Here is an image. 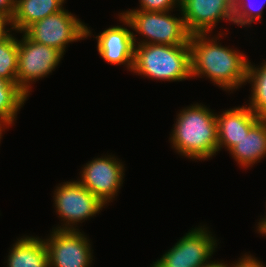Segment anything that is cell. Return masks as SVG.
Masks as SVG:
<instances>
[{"label":"cell","instance_id":"3957f363","mask_svg":"<svg viewBox=\"0 0 266 267\" xmlns=\"http://www.w3.org/2000/svg\"><path fill=\"white\" fill-rule=\"evenodd\" d=\"M132 72L160 81L191 79L189 45L140 44L134 46Z\"/></svg>","mask_w":266,"mask_h":267},{"label":"cell","instance_id":"e0dca14e","mask_svg":"<svg viewBox=\"0 0 266 267\" xmlns=\"http://www.w3.org/2000/svg\"><path fill=\"white\" fill-rule=\"evenodd\" d=\"M28 96L18 87L0 77V124L9 128L17 119V114L24 106Z\"/></svg>","mask_w":266,"mask_h":267},{"label":"cell","instance_id":"7402d4cb","mask_svg":"<svg viewBox=\"0 0 266 267\" xmlns=\"http://www.w3.org/2000/svg\"><path fill=\"white\" fill-rule=\"evenodd\" d=\"M228 267H266V265L263 264V261L258 260L257 257L244 253L238 261L229 264Z\"/></svg>","mask_w":266,"mask_h":267},{"label":"cell","instance_id":"277c9868","mask_svg":"<svg viewBox=\"0 0 266 267\" xmlns=\"http://www.w3.org/2000/svg\"><path fill=\"white\" fill-rule=\"evenodd\" d=\"M178 10L180 11L178 17L171 15L170 11L127 10L120 14L130 23L131 29L136 32H132L134 45H189L191 34L186 28L181 9ZM137 33L145 39H137Z\"/></svg>","mask_w":266,"mask_h":267},{"label":"cell","instance_id":"9a60e30c","mask_svg":"<svg viewBox=\"0 0 266 267\" xmlns=\"http://www.w3.org/2000/svg\"><path fill=\"white\" fill-rule=\"evenodd\" d=\"M4 263L7 267H49L44 239L32 235L17 238Z\"/></svg>","mask_w":266,"mask_h":267},{"label":"cell","instance_id":"d6986e66","mask_svg":"<svg viewBox=\"0 0 266 267\" xmlns=\"http://www.w3.org/2000/svg\"><path fill=\"white\" fill-rule=\"evenodd\" d=\"M14 34L0 43V77L17 83L18 38Z\"/></svg>","mask_w":266,"mask_h":267},{"label":"cell","instance_id":"52a82bcc","mask_svg":"<svg viewBox=\"0 0 266 267\" xmlns=\"http://www.w3.org/2000/svg\"><path fill=\"white\" fill-rule=\"evenodd\" d=\"M208 228L202 225L189 230L150 267H203L209 264L219 243Z\"/></svg>","mask_w":266,"mask_h":267},{"label":"cell","instance_id":"603a6c76","mask_svg":"<svg viewBox=\"0 0 266 267\" xmlns=\"http://www.w3.org/2000/svg\"><path fill=\"white\" fill-rule=\"evenodd\" d=\"M9 26L11 28H9ZM12 31H14L12 28V20L0 14V43L5 41L12 34Z\"/></svg>","mask_w":266,"mask_h":267},{"label":"cell","instance_id":"8fae6325","mask_svg":"<svg viewBox=\"0 0 266 267\" xmlns=\"http://www.w3.org/2000/svg\"><path fill=\"white\" fill-rule=\"evenodd\" d=\"M180 9L190 34H210L221 20L234 24L233 0H180Z\"/></svg>","mask_w":266,"mask_h":267},{"label":"cell","instance_id":"6da1fadb","mask_svg":"<svg viewBox=\"0 0 266 267\" xmlns=\"http://www.w3.org/2000/svg\"><path fill=\"white\" fill-rule=\"evenodd\" d=\"M222 35V31L214 37L211 33L190 35L191 78H208L213 85L232 92L247 84L249 60L240 50L221 45Z\"/></svg>","mask_w":266,"mask_h":267},{"label":"cell","instance_id":"5b68a950","mask_svg":"<svg viewBox=\"0 0 266 267\" xmlns=\"http://www.w3.org/2000/svg\"><path fill=\"white\" fill-rule=\"evenodd\" d=\"M53 194L55 212L63 221L62 225L53 227L55 230H79V223L96 216L107 206L77 180L62 182Z\"/></svg>","mask_w":266,"mask_h":267},{"label":"cell","instance_id":"2e32d148","mask_svg":"<svg viewBox=\"0 0 266 267\" xmlns=\"http://www.w3.org/2000/svg\"><path fill=\"white\" fill-rule=\"evenodd\" d=\"M66 0H15L12 28L23 33L30 25L61 11Z\"/></svg>","mask_w":266,"mask_h":267},{"label":"cell","instance_id":"7c38bea8","mask_svg":"<svg viewBox=\"0 0 266 267\" xmlns=\"http://www.w3.org/2000/svg\"><path fill=\"white\" fill-rule=\"evenodd\" d=\"M118 16L120 23L126 26H111L94 36L97 41V51L108 64L124 65L132 72L135 46L133 31L130 30V23L120 13Z\"/></svg>","mask_w":266,"mask_h":267},{"label":"cell","instance_id":"ac0fdd59","mask_svg":"<svg viewBox=\"0 0 266 267\" xmlns=\"http://www.w3.org/2000/svg\"><path fill=\"white\" fill-rule=\"evenodd\" d=\"M255 66L249 61L246 82L251 84V97L246 105L259 118L266 119V61Z\"/></svg>","mask_w":266,"mask_h":267},{"label":"cell","instance_id":"9c48e42d","mask_svg":"<svg viewBox=\"0 0 266 267\" xmlns=\"http://www.w3.org/2000/svg\"><path fill=\"white\" fill-rule=\"evenodd\" d=\"M115 155L94 158L83 165L77 180L105 205L119 193L123 186L125 167Z\"/></svg>","mask_w":266,"mask_h":267},{"label":"cell","instance_id":"4fadbf2b","mask_svg":"<svg viewBox=\"0 0 266 267\" xmlns=\"http://www.w3.org/2000/svg\"><path fill=\"white\" fill-rule=\"evenodd\" d=\"M217 113L218 152L229 151L261 119L246 104Z\"/></svg>","mask_w":266,"mask_h":267},{"label":"cell","instance_id":"7a4b0ae2","mask_svg":"<svg viewBox=\"0 0 266 267\" xmlns=\"http://www.w3.org/2000/svg\"><path fill=\"white\" fill-rule=\"evenodd\" d=\"M216 118L213 110L198 102L180 110L169 138L172 149L196 161L215 157L218 154Z\"/></svg>","mask_w":266,"mask_h":267},{"label":"cell","instance_id":"d4e9b609","mask_svg":"<svg viewBox=\"0 0 266 267\" xmlns=\"http://www.w3.org/2000/svg\"><path fill=\"white\" fill-rule=\"evenodd\" d=\"M256 226V231L262 236H266V216H264V218H261Z\"/></svg>","mask_w":266,"mask_h":267},{"label":"cell","instance_id":"30bf717a","mask_svg":"<svg viewBox=\"0 0 266 267\" xmlns=\"http://www.w3.org/2000/svg\"><path fill=\"white\" fill-rule=\"evenodd\" d=\"M89 240L80 230L52 229L44 238L49 267H91L94 255Z\"/></svg>","mask_w":266,"mask_h":267},{"label":"cell","instance_id":"cb8c5ba5","mask_svg":"<svg viewBox=\"0 0 266 267\" xmlns=\"http://www.w3.org/2000/svg\"><path fill=\"white\" fill-rule=\"evenodd\" d=\"M15 11V0H0V14L12 19Z\"/></svg>","mask_w":266,"mask_h":267},{"label":"cell","instance_id":"8992f818","mask_svg":"<svg viewBox=\"0 0 266 267\" xmlns=\"http://www.w3.org/2000/svg\"><path fill=\"white\" fill-rule=\"evenodd\" d=\"M88 24L63 8L30 25L24 33L33 41L66 53V45L93 36ZM65 52V53H64Z\"/></svg>","mask_w":266,"mask_h":267},{"label":"cell","instance_id":"5bb4252c","mask_svg":"<svg viewBox=\"0 0 266 267\" xmlns=\"http://www.w3.org/2000/svg\"><path fill=\"white\" fill-rule=\"evenodd\" d=\"M229 154L242 168L253 165L266 157V119L261 118L237 143L229 150Z\"/></svg>","mask_w":266,"mask_h":267},{"label":"cell","instance_id":"484cf974","mask_svg":"<svg viewBox=\"0 0 266 267\" xmlns=\"http://www.w3.org/2000/svg\"><path fill=\"white\" fill-rule=\"evenodd\" d=\"M203 267H228V263H225L222 260L221 261L213 260L209 264Z\"/></svg>","mask_w":266,"mask_h":267},{"label":"cell","instance_id":"ba28073f","mask_svg":"<svg viewBox=\"0 0 266 267\" xmlns=\"http://www.w3.org/2000/svg\"><path fill=\"white\" fill-rule=\"evenodd\" d=\"M18 39L17 85L28 96L34 82L55 71L63 58L56 48L31 40L24 32Z\"/></svg>","mask_w":266,"mask_h":267},{"label":"cell","instance_id":"ffe728a7","mask_svg":"<svg viewBox=\"0 0 266 267\" xmlns=\"http://www.w3.org/2000/svg\"><path fill=\"white\" fill-rule=\"evenodd\" d=\"M266 0H233L234 25L250 27L252 23L263 19Z\"/></svg>","mask_w":266,"mask_h":267},{"label":"cell","instance_id":"44dd1931","mask_svg":"<svg viewBox=\"0 0 266 267\" xmlns=\"http://www.w3.org/2000/svg\"><path fill=\"white\" fill-rule=\"evenodd\" d=\"M139 2V8H134L131 10L173 12L174 8H180V0H139Z\"/></svg>","mask_w":266,"mask_h":267},{"label":"cell","instance_id":"4316f807","mask_svg":"<svg viewBox=\"0 0 266 267\" xmlns=\"http://www.w3.org/2000/svg\"><path fill=\"white\" fill-rule=\"evenodd\" d=\"M7 128L6 127H4L2 124H0V142H1V139H2V134H3V132H5L4 130H6Z\"/></svg>","mask_w":266,"mask_h":267}]
</instances>
